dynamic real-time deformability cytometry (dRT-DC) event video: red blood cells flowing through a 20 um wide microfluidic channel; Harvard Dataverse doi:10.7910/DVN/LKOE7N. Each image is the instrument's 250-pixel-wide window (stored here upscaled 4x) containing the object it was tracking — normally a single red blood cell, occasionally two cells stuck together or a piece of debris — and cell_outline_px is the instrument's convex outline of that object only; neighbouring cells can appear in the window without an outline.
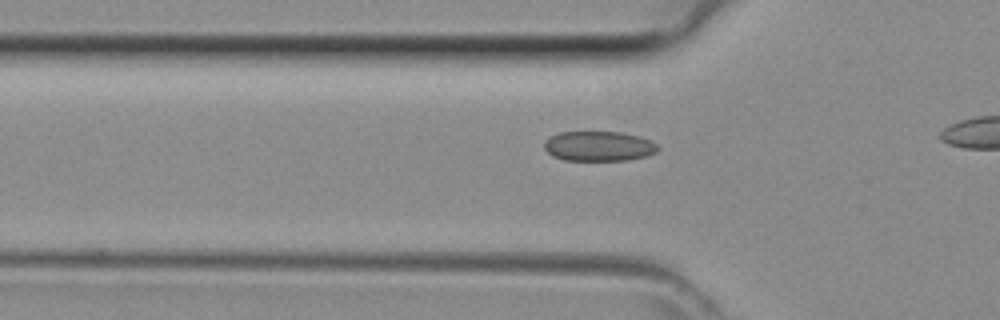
{"species": "common noctule bat (a hibernating species)", "species_latin": "Nyctalus noctula", "temperature_condition": "room temperature", "stored_images_in_passage": 12, "camera_frame_rate_fps": 3000, "um_per_image_px": 0.085, "animal": {"sex": "female", "body_mass_g": 29.2, "forearm_length_mm": 56.3}, "frame": {"image": 1, "passage_image": 7, "time_ms": 2.0, "image_size_px": [1000, 320], "cell_outline_px": [[660, 148], [656, 152], [644, 156], [628, 160], [564, 160], [552, 156], [544, 148], [544, 140], [560, 132], [620, 132], [640, 136], [656, 144]], "centroid_in_image_um": [50.88, 12.42], "position_along_channel_um": 74.9, "area_um2": 19.71}}
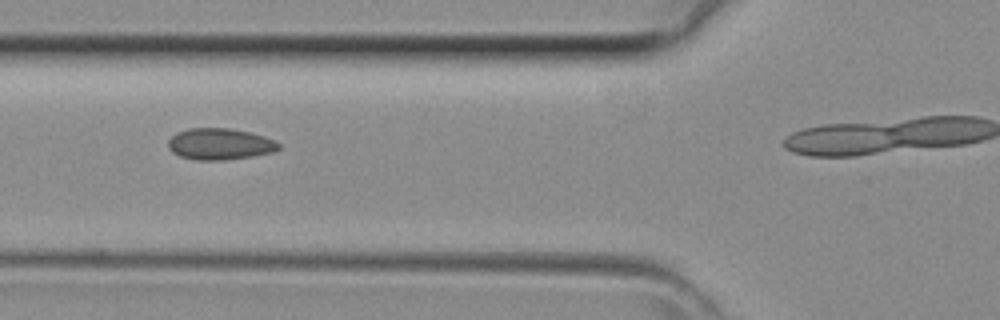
{"frame": {"image": 2, "passage_image": 9, "time_ms": 2.667, "image_size_px": [1000, 320], "cell_outline_px": [[280, 148], [272, 152], [252, 156], [224, 160], [196, 160], [180, 156], [172, 152], [168, 148], [168, 140], [176, 132], [188, 128], [228, 128], [248, 132], [264, 136], [276, 140], [280, 144]], "centroid_in_image_um": [18.67, 12.24], "position_along_channel_um": 107.1, "area_um2": 20.29}}